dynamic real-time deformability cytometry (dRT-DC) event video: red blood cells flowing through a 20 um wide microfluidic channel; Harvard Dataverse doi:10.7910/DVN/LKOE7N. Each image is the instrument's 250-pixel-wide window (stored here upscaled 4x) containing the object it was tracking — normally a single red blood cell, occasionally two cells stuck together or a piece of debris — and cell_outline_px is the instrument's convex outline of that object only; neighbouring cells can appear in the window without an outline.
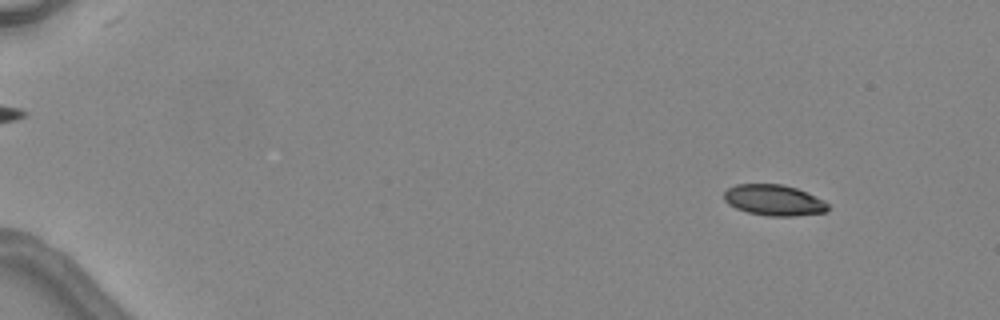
{"species": "common noctule bat (a hibernating species)", "species_latin": "Nyctalus noctula", "temperature_condition": "warm", "stored_images_in_passage": 5, "segment_of_instrument_passage": [1, 2], "camera_frame_rate_fps": 3000, "um_per_image_px": 0.085, "animal": {"sex": "female", "body_mass_g": 24.6, "forearm_length_mm": 56.2}, "frame": {"image": 1, "passage_image": 1, "time_ms": 0.0, "image_size_px": [1000, 320], "cell_outline_px": [[828, 212], [792, 216], [768, 216], [748, 212], [736, 208], [728, 204], [724, 200], [724, 192], [728, 188], [736, 184], [784, 184], [796, 188], [824, 200], [828, 204]], "centroid_in_image_um": [65.78, 17.01], "position_along_channel_um": 19.2, "area_um2": 18.73}}